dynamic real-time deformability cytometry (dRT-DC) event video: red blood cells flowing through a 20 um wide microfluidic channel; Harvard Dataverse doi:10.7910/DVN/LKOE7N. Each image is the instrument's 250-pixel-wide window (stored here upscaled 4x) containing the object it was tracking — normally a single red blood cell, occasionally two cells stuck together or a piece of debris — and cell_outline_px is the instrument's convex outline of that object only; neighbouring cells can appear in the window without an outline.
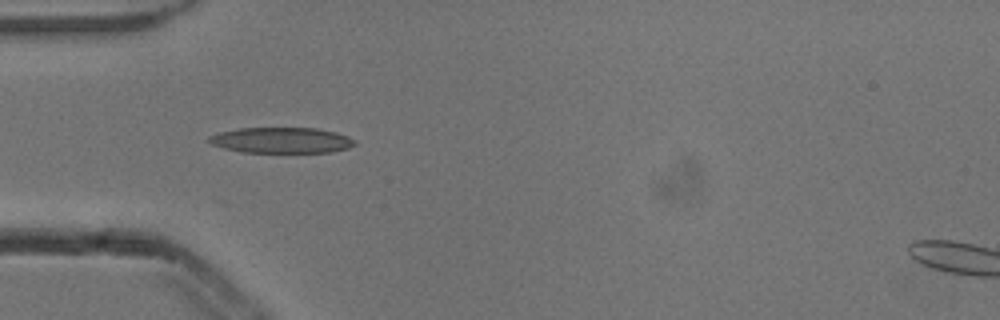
{"species": "common noctule bat (a hibernating species)", "species_latin": "Nyctalus noctula", "temperature_condition": "cold", "stored_images_in_passage": 4, "camera_frame_rate_fps": 3000, "um_per_image_px": 0.085, "animal": {"sex": "male", "body_mass_g": 13.3}, "frame": {"image": 1, "passage_image": 3, "time_ms": 0.667, "image_size_px": [1000, 320], "cell_outline_px": [[356, 144], [348, 148], [332, 152], [240, 152], [224, 148], [212, 144], [208, 140], [208, 136], [220, 132], [240, 128], [316, 128], [336, 132], [348, 136], [356, 140]], "centroid_in_image_um": [23.95, 11.92], "position_along_channel_um": 61.1, "area_um2": 21.85}}
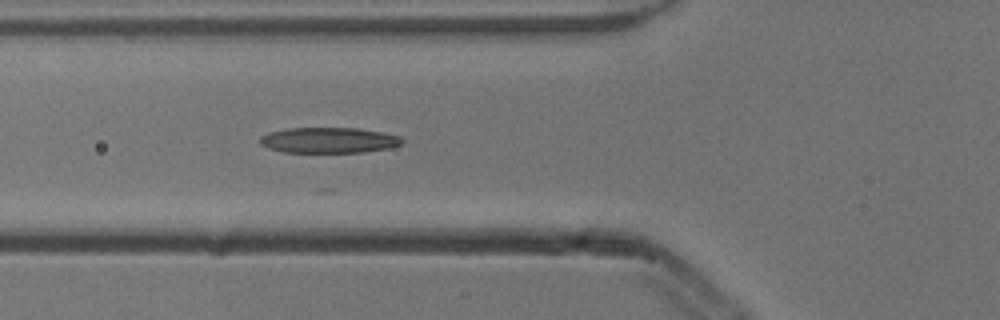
{"frame": {"image": 2, "passage_image": 4, "time_ms": 1.0, "image_size_px": [1000, 320], "cell_outline_px": [[404, 144], [388, 148], [364, 152], [284, 152], [268, 148], [260, 144], [260, 136], [268, 132], [288, 128], [360, 128], [384, 132], [400, 136], [404, 140]], "centroid_in_image_um": [27.97, 11.91], "position_along_channel_um": 97.8, "area_um2": 21.39}}